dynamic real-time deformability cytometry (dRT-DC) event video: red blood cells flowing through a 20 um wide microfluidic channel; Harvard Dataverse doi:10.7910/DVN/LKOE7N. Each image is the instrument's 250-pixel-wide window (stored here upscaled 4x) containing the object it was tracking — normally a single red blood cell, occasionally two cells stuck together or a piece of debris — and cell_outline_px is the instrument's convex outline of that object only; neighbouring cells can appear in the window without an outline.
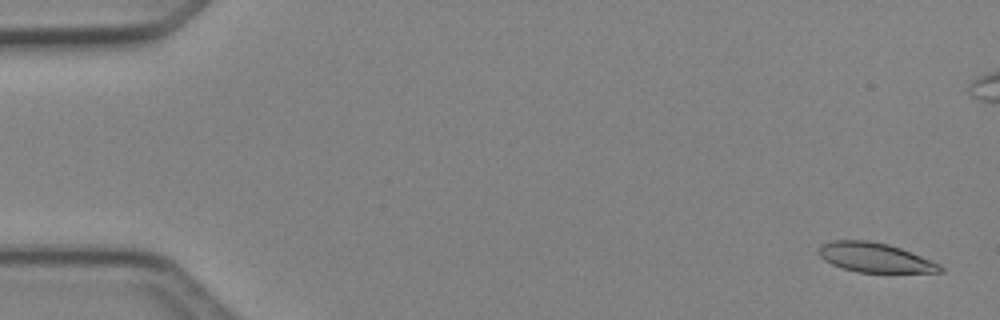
{"species": "Egyptian fruit bat (a non-hibernating species)", "species_latin": "Rousettus aegyptiacus", "temperature_condition": "cold", "stored_images_in_passage": 38, "camera_frame_rate_fps": 3000, "um_per_image_px": 0.085, "animal": {"sex": "female"}, "frame": {"image": 1, "passage_image": 2, "time_ms": 0.333, "image_size_px": [1000, 320], "cell_outline_px": [[944, 272], [856, 272], [832, 264], [824, 260], [820, 256], [820, 244], [832, 240], [868, 240], [888, 244], [900, 248], [940, 264], [944, 268]], "centroid_in_image_um": [74.36, 21.89], "position_along_channel_um": 10.6, "area_um2": 20.63}}
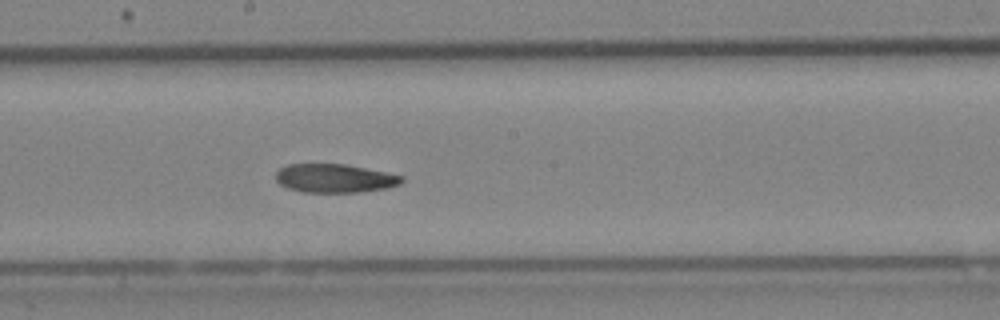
{"frame": {"image": 2, "passage_image": 27, "time_ms": 8.667, "image_size_px": [1000, 320], "cell_outline_px": [[404, 180], [400, 184], [388, 188], [360, 192], [304, 192], [288, 188], [280, 184], [276, 180], [276, 172], [280, 168], [288, 164], [348, 164], [404, 176]], "centroid_in_image_um": [28.47, 15.15], "position_along_channel_um": 219.7, "area_um2": 21.1}}
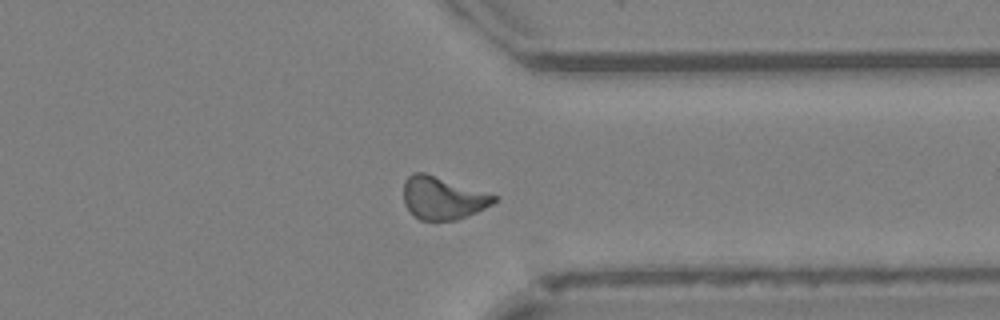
{"frame": {"image": 3, "passage_image": 38, "time_ms": 12.333, "image_size_px": [1000, 320], "cell_outline_px": [[500, 196], [492, 204], [476, 212], [456, 220], [420, 220], [404, 204], [404, 180], [412, 172], [424, 172]], "centroid_in_image_um": [37.64, 16.81], "position_along_channel_um": 373.8, "area_um2": 22.43}, "authors_computed_cell_mechanics": {"area_um2": 21.8773, "velocity_mm_per_s": 4.2234, "shape_relaxation_time_tau1_ms": 11.2341, "shape_relaxation_time_tau2_ms": 6.1603, "deformation_change_tau1": 0.2402, "deformation_change_tau2": 0.1447}}